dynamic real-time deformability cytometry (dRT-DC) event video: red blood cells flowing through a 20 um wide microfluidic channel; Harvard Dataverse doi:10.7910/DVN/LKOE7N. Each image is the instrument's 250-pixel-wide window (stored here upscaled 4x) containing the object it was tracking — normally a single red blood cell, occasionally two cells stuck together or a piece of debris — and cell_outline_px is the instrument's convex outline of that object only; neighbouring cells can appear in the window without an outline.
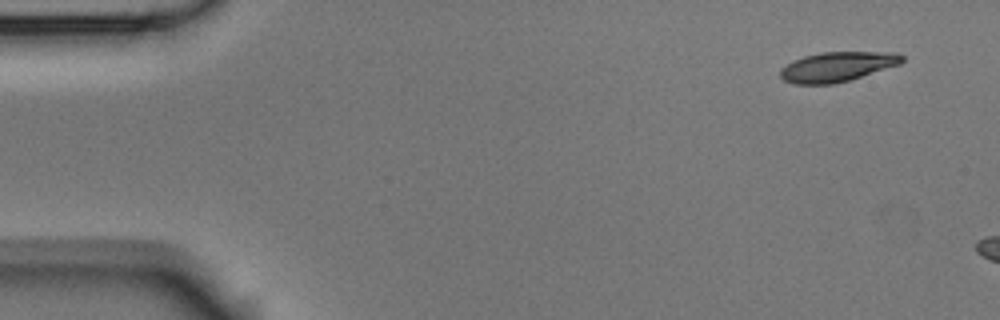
{"species": "Egyptian fruit bat (a non-hibernating species)", "species_latin": "Rousettus aegyptiacus", "temperature_condition": "room temperature", "stored_images_in_passage": 6, "camera_frame_rate_fps": 3000, "um_per_image_px": 0.085, "animal": {"sex": "male"}, "frame": {"image": 1, "passage_image": 1, "time_ms": 0.0, "image_size_px": [1000, 320], "cell_outline_px": [[904, 60], [900, 64], [848, 80], [832, 84], [792, 84], [784, 80], [780, 76], [780, 68], [804, 56], [820, 52], [900, 52], [904, 56]], "centroid_in_image_um": [71.18, 5.66], "position_along_channel_um": 13.8, "area_um2": 20.98}}
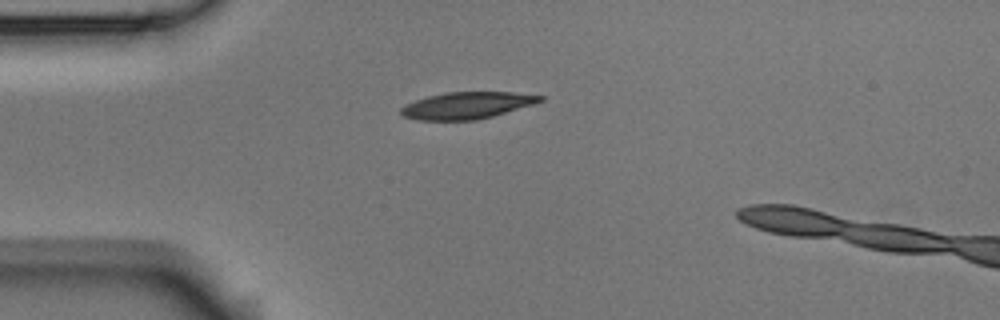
{"frame": {"image": 2, "passage_image": 4, "time_ms": 1.0, "image_size_px": [1000, 320], "cell_outline_px": [[544, 100], [532, 104], [492, 116], [476, 120], [420, 120], [404, 116], [400, 112], [400, 108], [416, 100], [428, 96], [444, 92], [512, 92], [544, 96]], "centroid_in_image_um": [39.68, 8.95], "position_along_channel_um": 45.3, "area_um2": 21.44}}
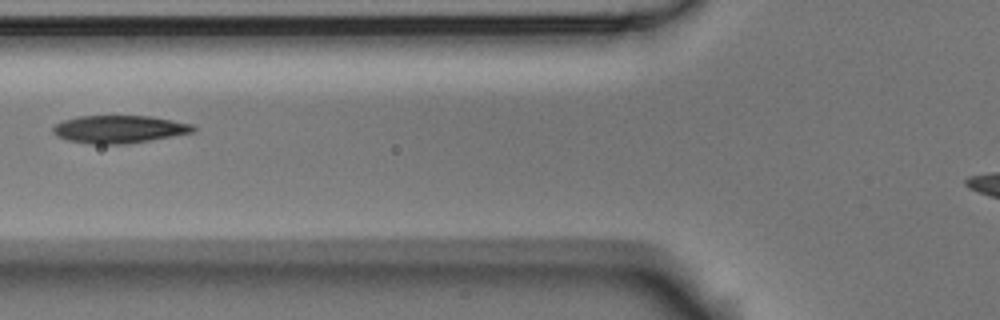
{"frame": {"image": 3, "passage_image": 6, "time_ms": 1.667, "image_size_px": [1000, 320], "cell_outline_px": [[196, 128], [192, 132], [172, 136], [124, 144], [92, 144], [68, 140], [56, 136], [52, 132], [52, 128], [56, 124], [64, 120], [80, 116], [148, 116], [172, 120], [192, 124]], "centroid_in_image_um": [10.09, 10.98], "position_along_channel_um": 115.7, "area_um2": 22.37}}